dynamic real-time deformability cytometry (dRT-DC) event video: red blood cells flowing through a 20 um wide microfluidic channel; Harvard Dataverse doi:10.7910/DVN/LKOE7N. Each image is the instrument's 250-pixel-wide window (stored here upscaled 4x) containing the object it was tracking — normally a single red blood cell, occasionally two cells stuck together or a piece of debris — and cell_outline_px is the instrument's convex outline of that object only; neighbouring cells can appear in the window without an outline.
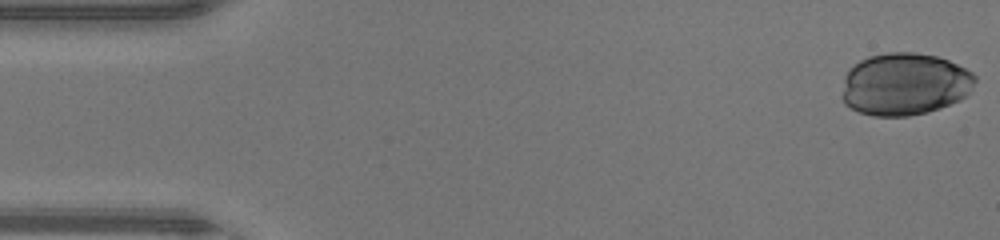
{"species": "human", "species_latin": "Homo sapiens", "temperature_condition": "warm", "stored_images_in_passage": 38, "camera_frame_rate_fps": 3000, "um_per_image_px": 0.085, "donor": {"sex": "male"}, "frame": {"image": 1, "passage_image": 1, "time_ms": 0.0, "image_size_px": [1000, 240], "cell_outline_px": [[976, 80], [968, 96], [960, 100], [940, 108], [928, 112], [908, 116], [872, 116], [860, 112], [844, 104], [844, 76], [848, 68], [860, 60], [868, 56], [888, 52], [916, 52], [936, 56], [948, 60], [972, 72], [976, 76]], "centroid_in_image_um": [76.92, 7.15], "position_along_channel_um": 8.1, "area_um2": 48.61}}
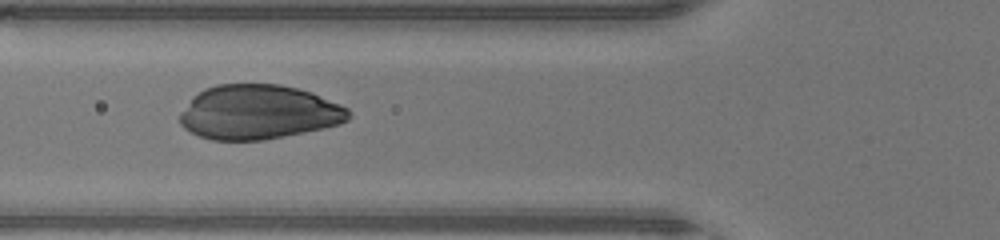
{"frame": {"image": 2, "passage_image": 17, "time_ms": 5.333, "image_size_px": [1000, 240], "cell_outline_px": [[352, 116], [348, 120], [340, 124], [324, 128], [260, 140], [212, 140], [200, 136], [184, 128], [180, 124], [180, 112], [192, 96], [204, 88], [216, 84], [280, 84], [312, 92], [340, 104], [348, 108], [352, 112]], "centroid_in_image_um": [21.97, 9.52], "position_along_channel_um": 103.8, "area_um2": 53.64}}
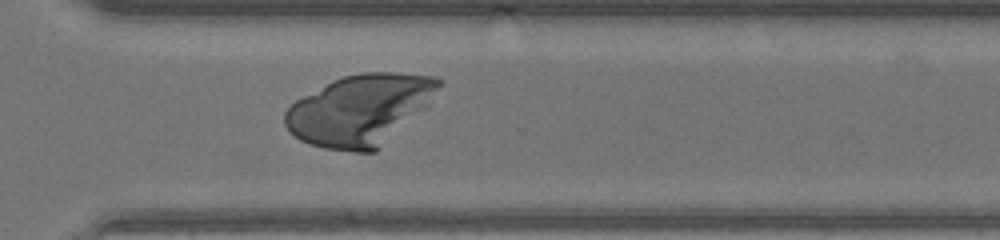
{"frame": {"image": 3, "passage_image": 33, "time_ms": 10.667, "image_size_px": [1000, 240], "cell_outline_px": [[444, 80], [428, 108], [376, 152], [356, 152], [324, 148], [308, 144], [300, 140], [284, 124], [284, 112], [296, 100], [332, 80], [344, 76], [360, 72], [396, 72], [432, 76]], "centroid_in_image_um": [30.67, 9.34], "position_along_channel_um": 339.9, "area_um2": 64.04}}